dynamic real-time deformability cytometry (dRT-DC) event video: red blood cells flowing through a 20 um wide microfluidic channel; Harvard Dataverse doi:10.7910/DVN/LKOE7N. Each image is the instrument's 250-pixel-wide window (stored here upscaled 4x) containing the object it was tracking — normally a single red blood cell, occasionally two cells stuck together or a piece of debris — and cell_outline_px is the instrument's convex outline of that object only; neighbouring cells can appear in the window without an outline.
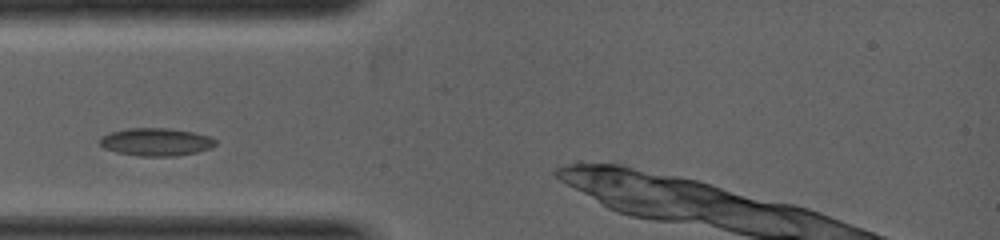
{"species": "common noctule bat (a hibernating species)", "species_latin": "Nyctalus noctula", "temperature_condition": "warm", "stored_images_in_passage": 5, "camera_frame_rate_fps": 5000, "um_per_image_px": 0.085, "animal": {"sex": "female", "body_mass_g": 19.0, "forearm_length_mm": 53.3}, "frame": {"image": 1, "passage_image": 2, "time_ms": 0.4, "image_size_px": [1000, 240], "cell_outline_px": [[216, 144], [212, 148], [196, 152], [176, 156], [140, 156], [116, 152], [104, 148], [100, 144], [100, 140], [104, 136], [112, 132], [128, 128], [164, 128], [192, 132], [208, 136], [216, 140]], "centroid_in_image_um": [13.28, 12.07], "position_along_channel_um": 71.7, "area_um2": 18.5}}
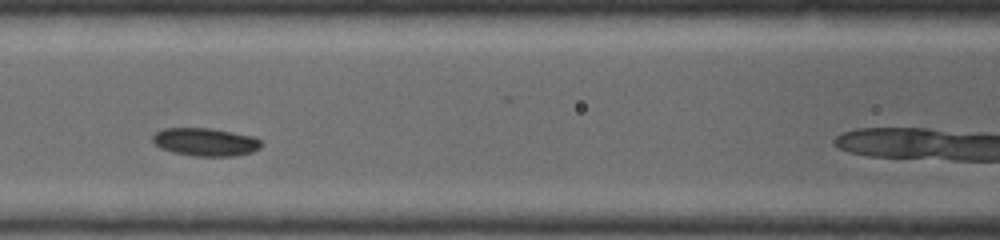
{"frame": {"image": 2, "passage_image": 4, "time_ms": 1.4, "image_size_px": [1000, 240], "cell_outline_px": [[260, 148], [252, 152], [236, 156], [196, 156], [172, 152], [160, 148], [152, 140], [152, 136], [156, 132], [164, 128], [208, 128], [252, 136], [260, 140]], "centroid_in_image_um": [17.43, 12.07], "position_along_channel_um": 149.2, "area_um2": 17.57}}
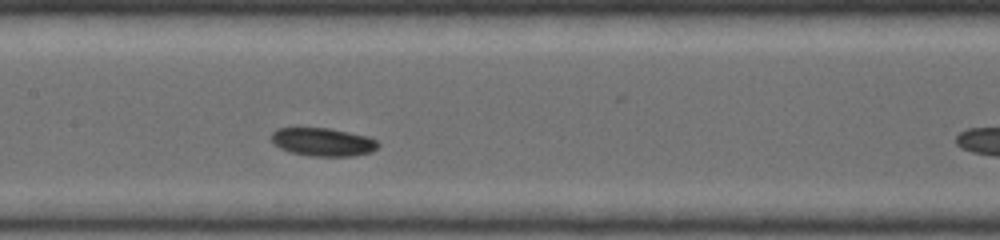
{"frame": {"image": 3, "passage_image": 5, "time_ms": 1.8, "image_size_px": [1000, 240], "cell_outline_px": [[380, 144], [372, 152], [352, 156], [308, 156], [292, 152], [280, 148], [272, 140], [272, 132], [280, 128], [328, 128], [364, 136], [376, 140]], "centroid_in_image_um": [27.45, 12.08], "position_along_channel_um": 180.0, "area_um2": 17.22}}